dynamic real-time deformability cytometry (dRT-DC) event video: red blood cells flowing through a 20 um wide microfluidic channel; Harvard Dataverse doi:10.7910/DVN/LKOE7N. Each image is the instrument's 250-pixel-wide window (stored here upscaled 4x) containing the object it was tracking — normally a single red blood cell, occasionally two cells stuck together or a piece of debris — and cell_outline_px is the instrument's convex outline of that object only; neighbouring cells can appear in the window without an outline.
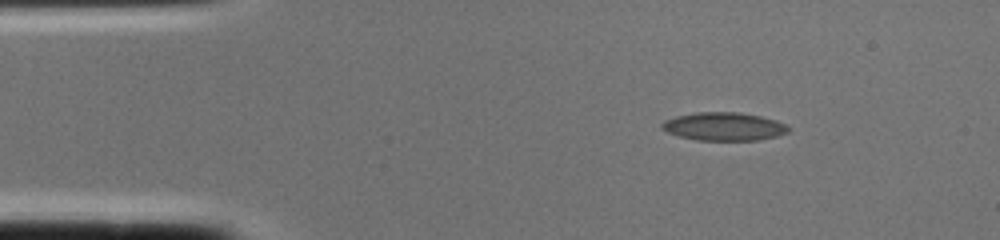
{"species": "common noctule bat (a hibernating species)", "species_latin": "Nyctalus noctula", "temperature_condition": "cold", "stored_images_in_passage": 1, "camera_frame_rate_fps": 3000, "um_per_image_px": 0.085, "animal": {"sex": "female", "body_mass_g": 22.0, "forearm_length_mm": 56.7}, "frame": {"image": 1, "passage_image": 1, "time_ms": 0.0, "image_size_px": [1000, 240], "cell_outline_px": [[792, 128], [788, 132], [776, 136], [760, 140], [696, 140], [680, 136], [668, 132], [660, 128], [660, 124], [664, 120], [676, 116], [696, 112], [740, 112], [760, 116], [776, 120]], "centroid_in_image_um": [61.53, 10.75], "position_along_channel_um": 23.5, "area_um2": 20.87}}